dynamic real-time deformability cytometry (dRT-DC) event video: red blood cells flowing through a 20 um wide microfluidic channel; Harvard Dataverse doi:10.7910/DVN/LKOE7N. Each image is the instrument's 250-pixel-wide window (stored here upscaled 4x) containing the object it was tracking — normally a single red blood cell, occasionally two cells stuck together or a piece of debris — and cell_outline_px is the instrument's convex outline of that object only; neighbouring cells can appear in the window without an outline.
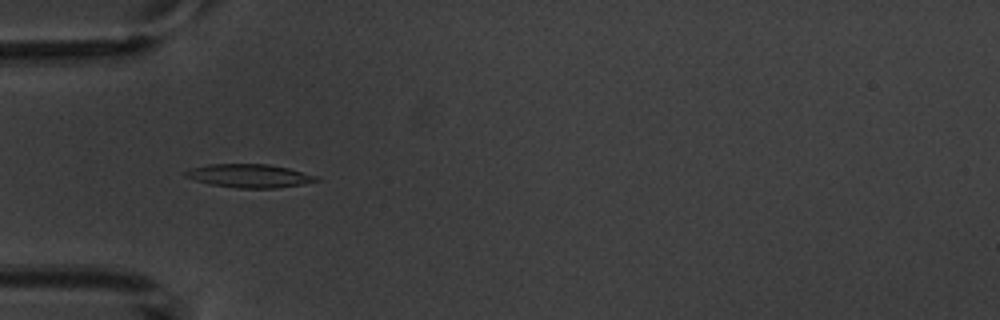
{"species": "common noctule bat (a hibernating species)", "species_latin": "Nyctalus noctula", "temperature_condition": "warm", "stored_images_in_passage": 8, "camera_frame_rate_fps": 3000, "um_per_image_px": 0.085, "animal": {"sex": "male", "body_mass_g": 20.1, "forearm_length_mm": 53.5}, "frame": {"image": 1, "passage_image": 4, "time_ms": 3.667, "image_size_px": [1000, 320], "cell_outline_px": [[320, 180], [300, 184], [276, 188], [236, 188], [212, 184], [196, 180], [184, 176], [184, 172], [192, 168], [208, 164], [268, 164], [288, 168], [320, 176]], "centroid_in_image_um": [21.23, 14.94], "position_along_channel_um": 63.8, "area_um2": 17.74}}
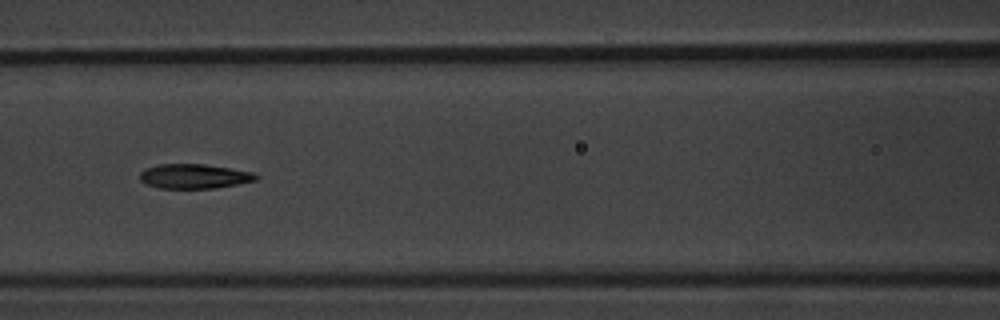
{"frame": {"image": 2, "passage_image": 6, "time_ms": 6.0, "image_size_px": [1000, 320], "cell_outline_px": [[260, 176], [256, 180], [216, 188], [160, 188], [148, 184], [140, 180], [140, 172], [144, 168], [156, 164], [204, 164], [252, 172]], "centroid_in_image_um": [16.48, 14.97], "position_along_channel_um": 150.1, "area_um2": 16.53}}
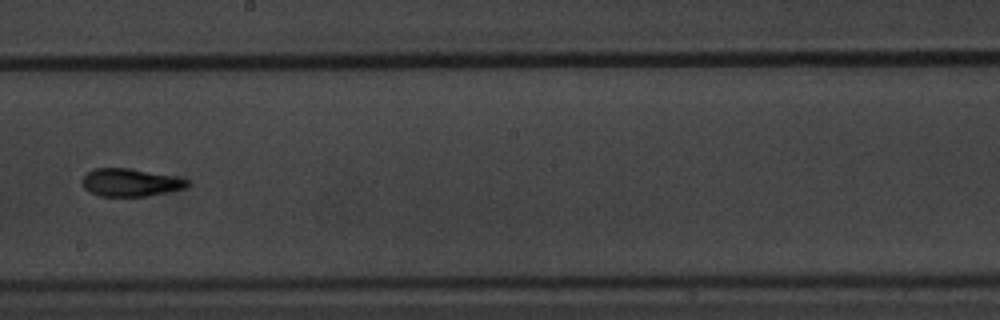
{"frame": {"image": 3, "passage_image": 8, "time_ms": 8.333, "image_size_px": [1000, 320], "cell_outline_px": [[192, 184], [184, 188], [144, 196], [100, 196], [84, 188], [80, 180], [92, 168], [128, 168], [176, 176], [188, 180]], "centroid_in_image_um": [11.07, 15.5], "position_along_channel_um": 237.1, "area_um2": 16.94}}